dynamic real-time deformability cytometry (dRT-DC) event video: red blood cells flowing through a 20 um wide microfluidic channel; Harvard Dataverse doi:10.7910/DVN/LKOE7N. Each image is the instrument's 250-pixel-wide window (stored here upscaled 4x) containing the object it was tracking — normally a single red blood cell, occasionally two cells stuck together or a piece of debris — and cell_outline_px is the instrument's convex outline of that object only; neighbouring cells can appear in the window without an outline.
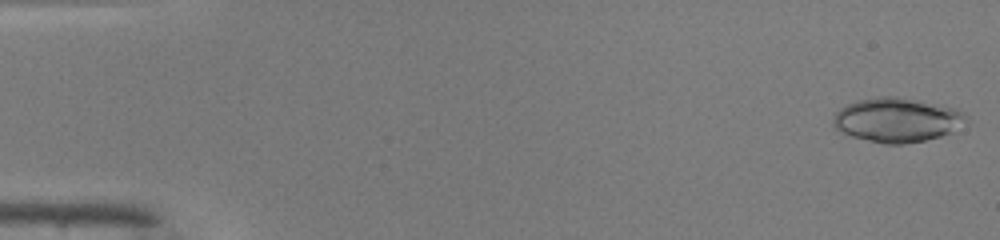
{"species": "common noctule bat (a hibernating species)", "species_latin": "Nyctalus noctula", "temperature_condition": "warm", "stored_images_in_passage": 48, "camera_frame_rate_fps": 3000, "um_per_image_px": 0.085, "animal": {"sex": "male", "body_mass_g": 19.0, "forearm_length_mm": 50.8}, "frame": {"image": 1, "passage_image": 1, "time_ms": 0.0, "image_size_px": [1000, 240], "cell_outline_px": [[968, 124], [952, 132], [940, 136], [924, 140], [904, 144], [884, 144], [852, 136], [836, 128], [832, 124], [832, 120], [836, 112], [840, 108], [848, 104], [860, 100], [884, 96], [896, 96], [956, 108], [964, 112], [968, 120]], "centroid_in_image_um": [76.3, 10.2], "position_along_channel_um": 8.7, "area_um2": 34.22}}
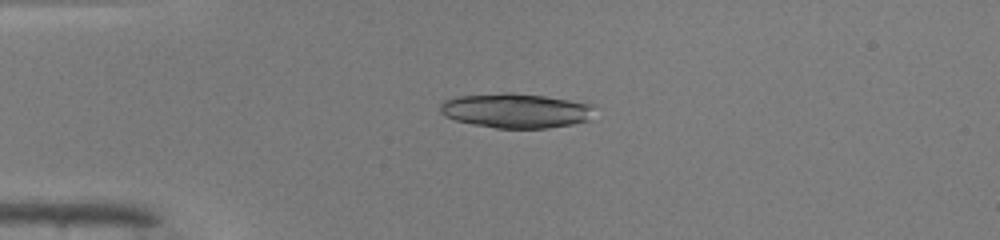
{"frame": {"image": 2, "passage_image": 12, "time_ms": 3.667, "image_size_px": [1000, 240], "cell_outline_px": [[592, 104], [588, 120], [572, 124], [548, 128], [496, 128], [472, 124], [456, 120], [444, 116], [440, 112], [440, 104], [444, 100], [456, 96], [508, 92], [512, 92], [544, 96]], "centroid_in_image_um": [43.77, 9.4], "position_along_channel_um": 41.2, "area_um2": 30.92}}